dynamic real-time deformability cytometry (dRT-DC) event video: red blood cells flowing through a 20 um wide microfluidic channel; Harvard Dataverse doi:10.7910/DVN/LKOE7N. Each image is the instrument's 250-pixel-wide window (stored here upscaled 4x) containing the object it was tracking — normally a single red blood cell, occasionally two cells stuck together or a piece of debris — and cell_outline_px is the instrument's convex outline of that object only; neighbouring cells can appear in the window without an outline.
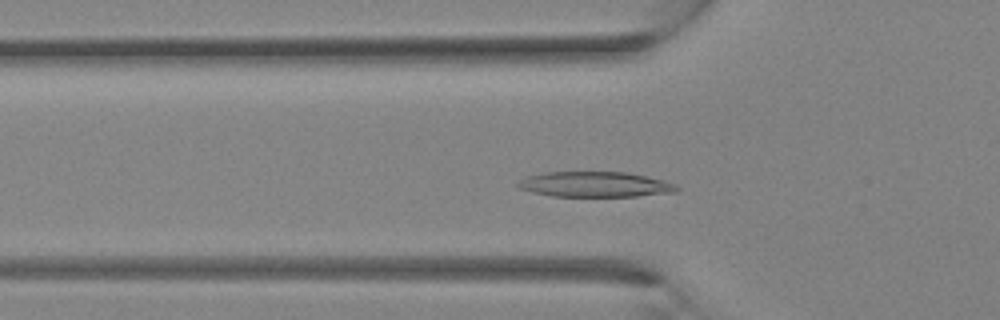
{"species": "Egyptian fruit bat (a non-hibernating species)", "species_latin": "Rousettus aegyptiacus", "temperature_condition": "room temperature", "stored_images_in_passage": 28, "camera_frame_rate_fps": 3000, "um_per_image_px": 0.085, "animal": {"sex": "female"}, "frame": {"image": 1, "passage_image": 4, "time_ms": 1.0, "image_size_px": [1000, 320], "cell_outline_px": [[680, 188], [676, 192], [636, 196], [552, 196], [532, 192], [520, 188], [516, 184], [524, 176], [544, 172], [628, 172], [676, 184]], "centroid_in_image_um": [50.54, 15.67], "position_along_channel_um": 75.3, "area_um2": 23.35}}
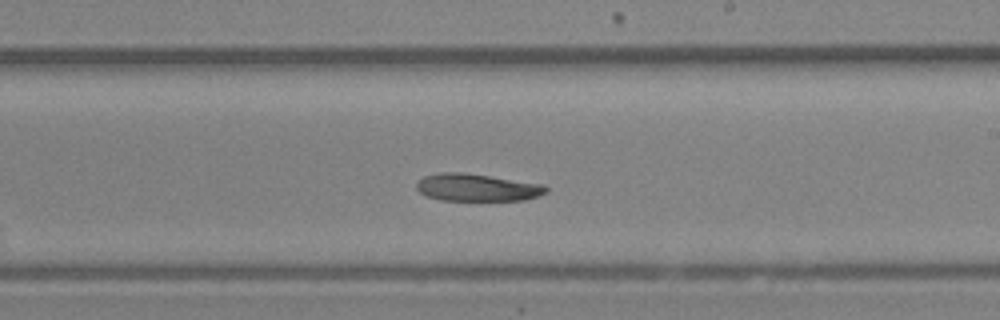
{"frame": {"image": 2, "passage_image": 13, "time_ms": 4.0, "image_size_px": [1000, 320], "cell_outline_px": [[548, 192], [524, 200], [440, 200], [424, 196], [416, 188], [416, 184], [424, 176], [440, 172], [464, 172], [544, 184], [548, 188]], "centroid_in_image_um": [40.53, 15.93], "position_along_channel_um": 248.5, "area_um2": 20.75}}
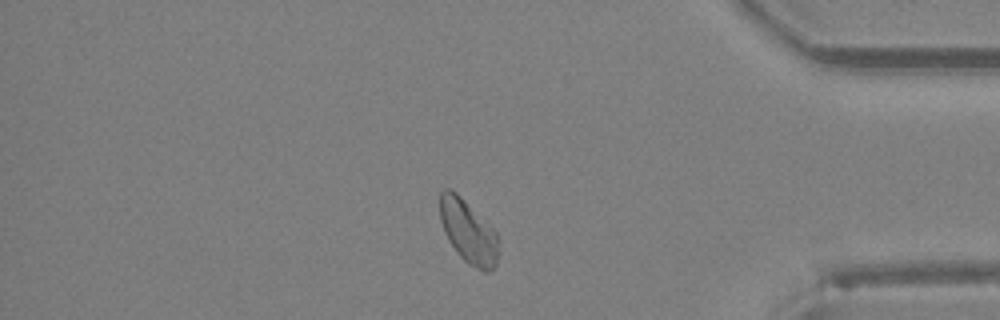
{"frame": {"image": 3, "passage_image": 22, "time_ms": 7.0, "image_size_px": [1000, 320], "cell_outline_px": [[496, 264], [488, 272], [484, 272], [468, 264], [456, 252], [448, 240], [444, 232], [440, 220], [440, 192], [444, 188], [448, 188], [456, 192], [496, 232]], "centroid_in_image_um": [39.75, 19.68], "position_along_channel_um": 395.5, "area_um2": 21.1}}